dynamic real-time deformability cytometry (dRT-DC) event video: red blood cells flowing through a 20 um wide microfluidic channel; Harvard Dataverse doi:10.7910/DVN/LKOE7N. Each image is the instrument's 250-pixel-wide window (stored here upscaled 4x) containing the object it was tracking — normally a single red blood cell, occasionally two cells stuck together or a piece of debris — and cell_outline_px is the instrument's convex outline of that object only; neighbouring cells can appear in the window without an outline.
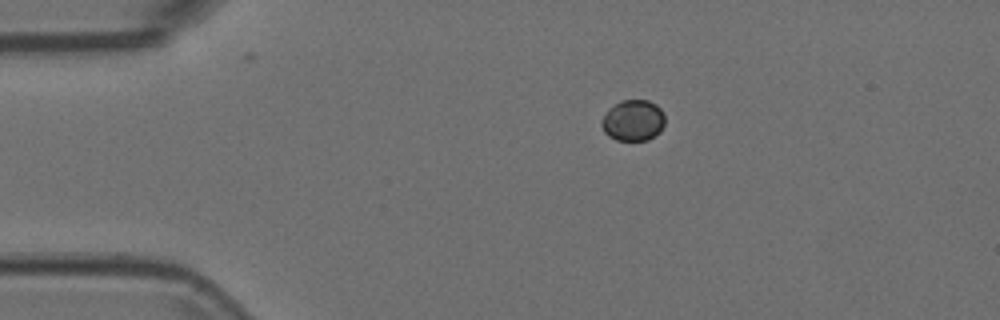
{"species": "Egyptian fruit bat (a non-hibernating species)", "species_latin": "Rousettus aegyptiacus", "temperature_condition": "room temperature", "stored_images_in_passage": 45, "camera_frame_rate_fps": 3000, "um_per_image_px": 0.085, "animal": {"sex": "female"}, "frame": {"image": 1, "passage_image": 1, "time_ms": 0.0, "image_size_px": [1000, 320], "cell_outline_px": [[664, 124], [660, 132], [648, 140], [616, 140], [608, 136], [604, 132], [600, 124], [600, 120], [608, 108], [620, 100], [648, 100], [656, 104], [664, 112]], "centroid_in_image_um": [53.79, 10.23], "position_along_channel_um": 31.2, "area_um2": 15.43}}
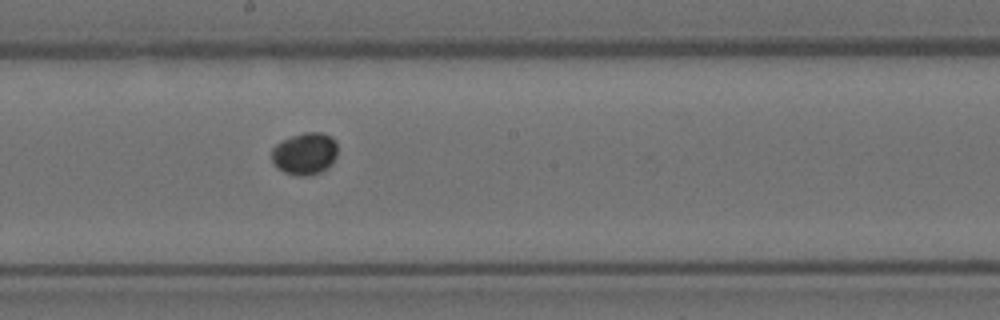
{"frame": {"image": 2, "passage_image": 20, "time_ms": 6.333, "image_size_px": [1000, 320], "cell_outline_px": [[336, 156], [332, 164], [328, 168], [320, 172], [308, 176], [296, 176], [284, 172], [276, 168], [272, 160], [272, 148], [276, 144], [292, 136], [304, 132], [320, 132], [332, 136], [336, 140]], "centroid_in_image_um": [25.92, 13.07], "position_along_channel_um": 222.3, "area_um2": 16.36}}
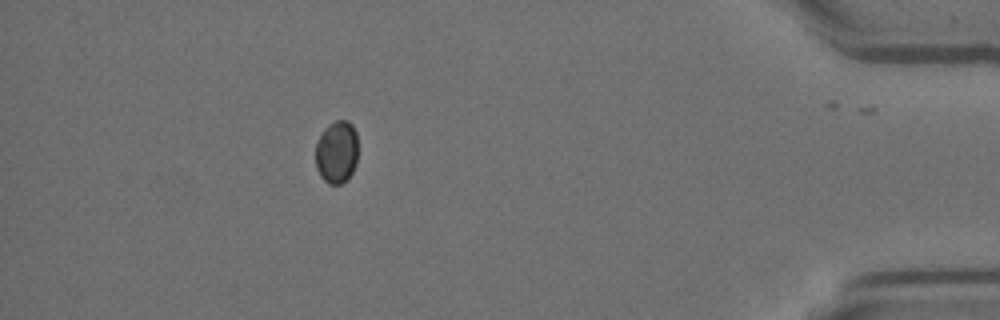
{"frame": {"image": 3, "passage_image": 39, "time_ms": 12.667, "image_size_px": [1000, 320], "cell_outline_px": [[356, 164], [352, 172], [340, 184], [328, 184], [320, 176], [316, 168], [316, 144], [320, 136], [336, 120], [348, 120], [352, 124], [356, 132]], "centroid_in_image_um": [28.62, 12.94], "position_along_channel_um": 406.6, "area_um2": 15.14}}